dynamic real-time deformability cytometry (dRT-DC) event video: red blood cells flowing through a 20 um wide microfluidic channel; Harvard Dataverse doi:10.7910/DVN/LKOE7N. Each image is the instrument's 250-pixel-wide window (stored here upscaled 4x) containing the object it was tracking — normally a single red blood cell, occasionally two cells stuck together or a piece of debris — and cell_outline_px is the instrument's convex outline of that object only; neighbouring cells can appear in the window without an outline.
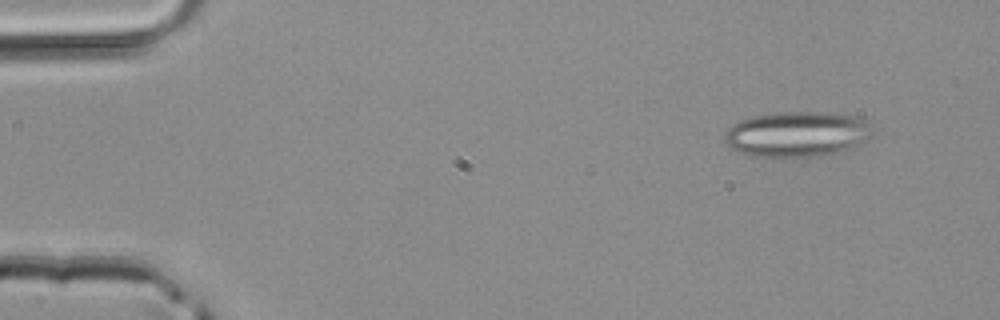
{"species": "common noctule bat (a hibernating species)", "species_latin": "Nyctalus noctula", "temperature_condition": "room temperature", "stored_images_in_passage": 3, "camera_frame_rate_fps": 3000, "um_per_image_px": 0.085, "animal": {"sex": "male", "body_mass_g": 20.4}, "frame": {"image": 1, "passage_image": 1, "time_ms": 0.0, "image_size_px": [1000, 320], "cell_outline_px": [[872, 136], [868, 140], [856, 148], [836, 152], [812, 156], [748, 156], [732, 148], [724, 140], [724, 136], [728, 128], [732, 124], [740, 120], [752, 116], [780, 112], [816, 112], [856, 116], [864, 120], [872, 128]], "centroid_in_image_um": [67.77, 11.4], "position_along_channel_um": 17.2, "area_um2": 39.02}}